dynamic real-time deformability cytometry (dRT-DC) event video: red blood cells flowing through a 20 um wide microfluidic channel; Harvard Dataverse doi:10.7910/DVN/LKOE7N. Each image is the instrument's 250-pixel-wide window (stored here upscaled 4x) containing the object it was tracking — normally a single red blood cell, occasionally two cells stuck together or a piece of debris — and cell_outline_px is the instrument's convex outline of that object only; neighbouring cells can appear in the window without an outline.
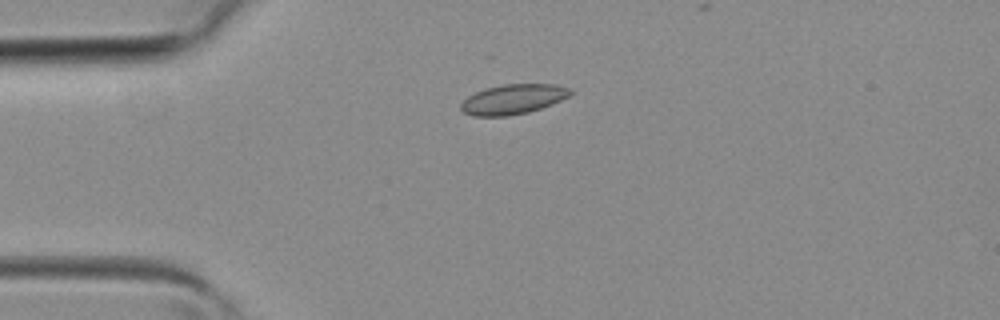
{"species": "common noctule bat (a hibernating species)", "species_latin": "Nyctalus noctula", "temperature_condition": "room temperature", "stored_images_in_passage": 3, "camera_frame_rate_fps": 3000, "um_per_image_px": 0.085, "animal": {"sex": "female", "body_mass_g": 19.3, "forearm_length_mm": 54.1}, "frame": {"image": 1, "passage_image": 3, "time_ms": 0.667, "image_size_px": [1000, 320], "cell_outline_px": [[572, 92], [568, 96], [552, 104], [528, 112], [508, 116], [472, 116], [464, 112], [460, 108], [460, 104], [468, 96], [476, 92], [488, 88], [504, 84], [556, 84], [572, 88]], "centroid_in_image_um": [43.62, 8.43], "position_along_channel_um": 41.4, "area_um2": 18.96}}